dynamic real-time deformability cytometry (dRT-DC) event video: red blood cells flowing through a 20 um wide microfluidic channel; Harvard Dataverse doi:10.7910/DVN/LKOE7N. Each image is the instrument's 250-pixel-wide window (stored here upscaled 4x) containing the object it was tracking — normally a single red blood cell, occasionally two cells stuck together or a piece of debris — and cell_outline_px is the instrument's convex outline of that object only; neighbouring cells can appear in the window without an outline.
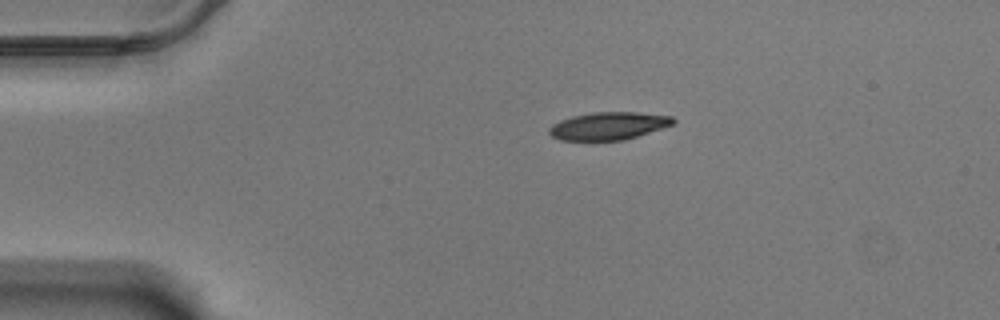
{"species": "Egyptian fruit bat (a non-hibernating species)", "species_latin": "Rousettus aegyptiacus", "temperature_condition": "warm", "stored_images_in_passage": 47, "camera_frame_rate_fps": 3000, "um_per_image_px": 0.085, "animal": {"sex": "male"}, "frame": {"image": 1, "passage_image": 1, "time_ms": 0.0, "image_size_px": [1000, 320], "cell_outline_px": [[676, 124], [624, 140], [560, 140], [552, 136], [548, 132], [548, 128], [552, 124], [560, 120], [572, 116], [592, 112], [636, 112], [672, 116], [676, 120]], "centroid_in_image_um": [51.74, 10.69], "position_along_channel_um": 33.3, "area_um2": 20.11}}
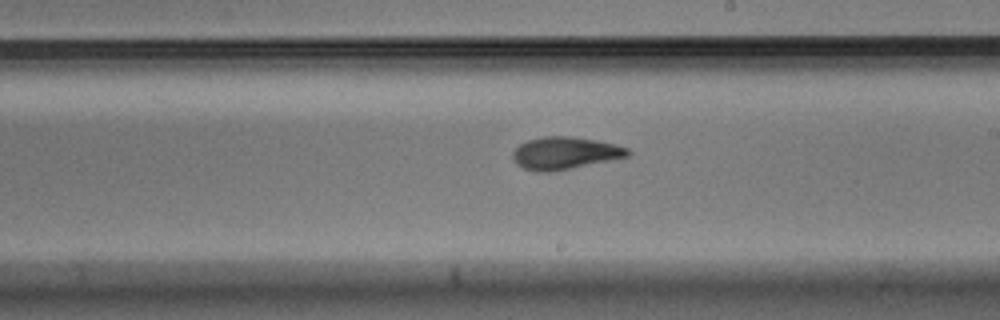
{"frame": {"image": 2, "passage_image": 23, "time_ms": 7.333, "image_size_px": [1000, 320], "cell_outline_px": [[632, 152], [628, 156], [572, 168], [552, 172], [536, 172], [524, 168], [516, 164], [512, 156], [512, 152], [520, 144], [528, 140], [544, 136], [568, 136], [596, 140], [628, 148]], "centroid_in_image_um": [47.98, 13.02], "position_along_channel_um": 241.0, "area_um2": 21.56}}
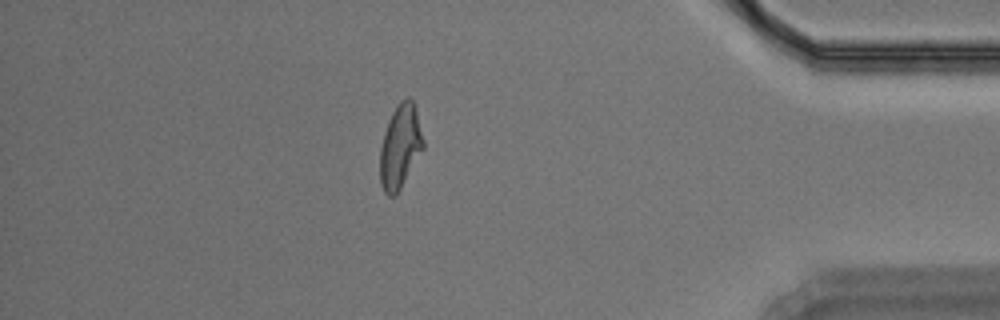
{"frame": {"image": 3, "passage_image": 40, "time_ms": 13.0, "image_size_px": [1000, 320], "cell_outline_px": [[424, 148], [396, 196], [388, 196], [384, 192], [380, 184], [380, 148], [384, 132], [388, 120], [396, 104], [400, 100], [408, 96], [412, 100], [416, 108], [424, 140]], "centroid_in_image_um": [34.01, 12.44], "position_along_channel_um": 401.2, "area_um2": 21.39}, "authors_computed_cell_mechanics": {"area_um2": 21.2126, "velocity_mm_per_s": 3.4685, "shape_relaxation_time_tau1_ms": 3.8578, "shape_relaxation_time_tau2_ms": 2.2822, "deformation_change_tau1": 0.1765, "deformation_change_tau2": 0.0982}}